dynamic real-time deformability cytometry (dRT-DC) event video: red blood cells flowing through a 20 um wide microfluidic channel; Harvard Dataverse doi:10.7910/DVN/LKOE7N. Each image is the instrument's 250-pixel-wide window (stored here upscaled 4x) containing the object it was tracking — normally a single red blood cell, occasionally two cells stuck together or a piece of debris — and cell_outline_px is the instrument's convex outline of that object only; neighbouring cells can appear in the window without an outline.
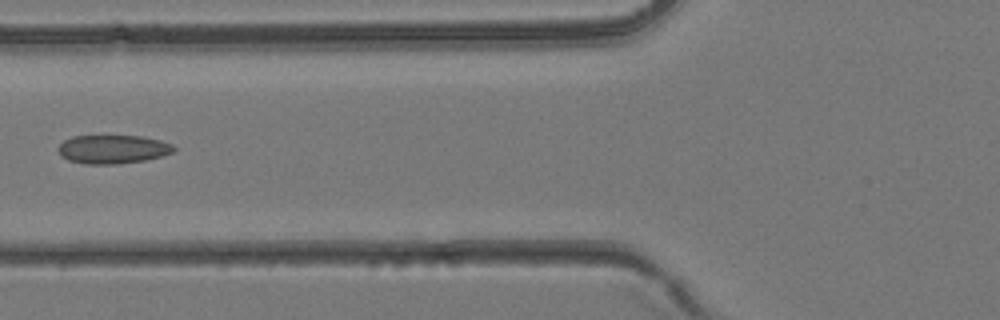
{"species": "common noctule bat (a hibernating species)", "species_latin": "Nyctalus noctula", "temperature_condition": "room temperature", "stored_images_in_passage": 40, "camera_frame_rate_fps": 3000, "um_per_image_px": 0.085, "animal": {"sex": "female", "body_mass_g": 24.6, "forearm_length_mm": 56.2}, "frame": {"image": 1, "passage_image": 16, "time_ms": 5.0, "image_size_px": [1000, 320], "cell_outline_px": [[176, 148], [172, 152], [160, 156], [144, 160], [120, 164], [84, 164], [68, 160], [60, 156], [56, 148], [64, 140], [72, 136], [144, 136], [160, 140], [172, 144]], "centroid_in_image_um": [9.55, 12.69], "position_along_channel_um": 116.3, "area_um2": 19.42}}
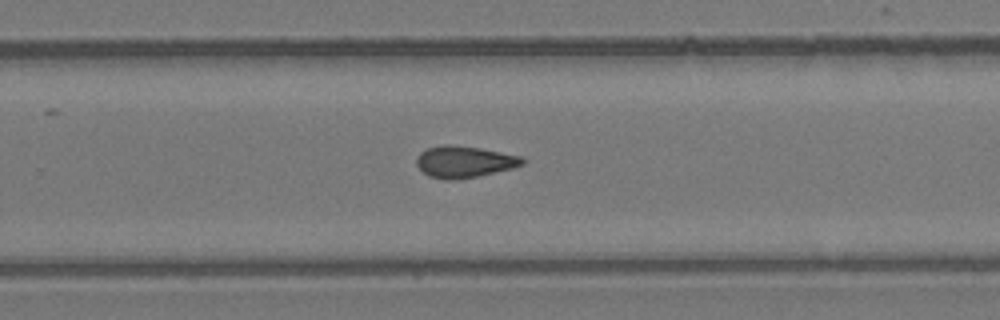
{"frame": {"image": 2, "passage_image": 26, "time_ms": 8.333, "image_size_px": [1000, 320], "cell_outline_px": [[524, 164], [512, 168], [476, 176], [452, 180], [444, 180], [428, 176], [416, 164], [416, 160], [420, 152], [428, 148], [444, 144], [452, 144], [480, 148], [520, 156], [524, 160]], "centroid_in_image_um": [39.43, 13.74], "position_along_channel_um": 290.4, "area_um2": 19.31}}
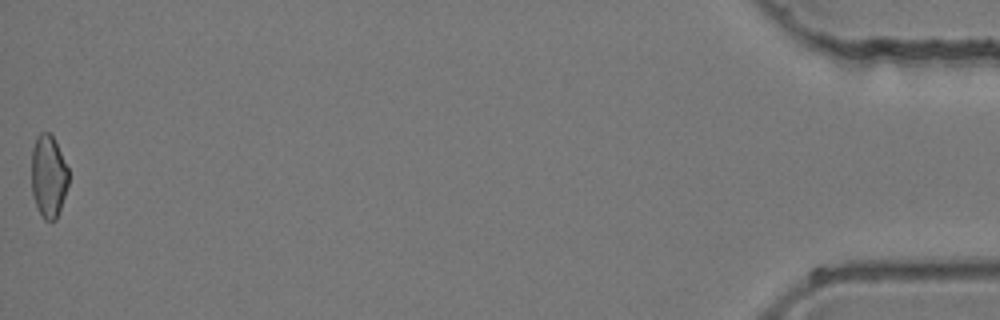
{"frame": {"image": 3, "passage_image": 40, "time_ms": 13.0, "image_size_px": [1000, 320], "cell_outline_px": [[68, 184], [56, 220], [44, 220], [36, 204], [32, 192], [32, 148], [36, 136], [40, 132], [48, 132], [52, 136], [68, 168]], "centroid_in_image_um": [4.11, 14.97], "position_along_channel_um": 431.1, "area_um2": 17.51}}